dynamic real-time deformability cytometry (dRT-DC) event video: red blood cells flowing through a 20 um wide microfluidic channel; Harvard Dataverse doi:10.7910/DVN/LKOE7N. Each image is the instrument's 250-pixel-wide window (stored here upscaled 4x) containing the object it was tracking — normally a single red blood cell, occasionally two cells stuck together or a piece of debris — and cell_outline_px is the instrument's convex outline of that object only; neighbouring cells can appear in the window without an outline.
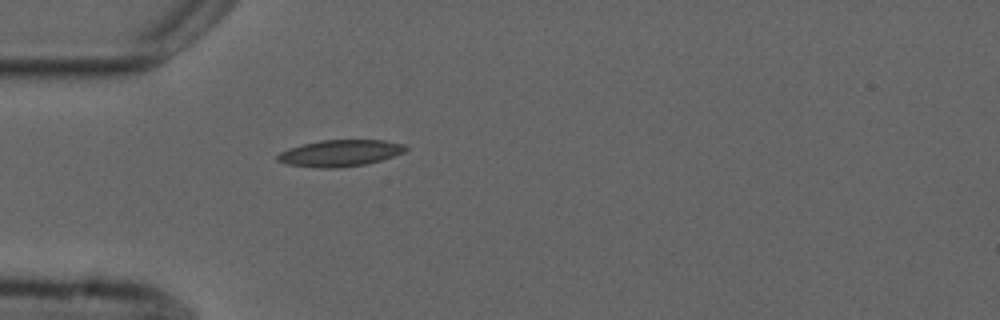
{"species": "common noctule bat (a hibernating species)", "species_latin": "Nyctalus noctula", "temperature_condition": "cold", "stored_images_in_passage": 3, "camera_frame_rate_fps": 3000, "um_per_image_px": 0.085, "animal": {"sex": "male", "forearm_length_mm": 52.5}, "frame": {"image": 1, "passage_image": 3, "time_ms": 2.667, "image_size_px": [1000, 320], "cell_outline_px": [[408, 148], [404, 152], [380, 160], [364, 164], [336, 168], [320, 168], [288, 164], [276, 160], [276, 156], [280, 152], [288, 148], [320, 140], [384, 140], [404, 144]], "centroid_in_image_um": [28.89, 13.01], "position_along_channel_um": 56.1, "area_um2": 19.65}}